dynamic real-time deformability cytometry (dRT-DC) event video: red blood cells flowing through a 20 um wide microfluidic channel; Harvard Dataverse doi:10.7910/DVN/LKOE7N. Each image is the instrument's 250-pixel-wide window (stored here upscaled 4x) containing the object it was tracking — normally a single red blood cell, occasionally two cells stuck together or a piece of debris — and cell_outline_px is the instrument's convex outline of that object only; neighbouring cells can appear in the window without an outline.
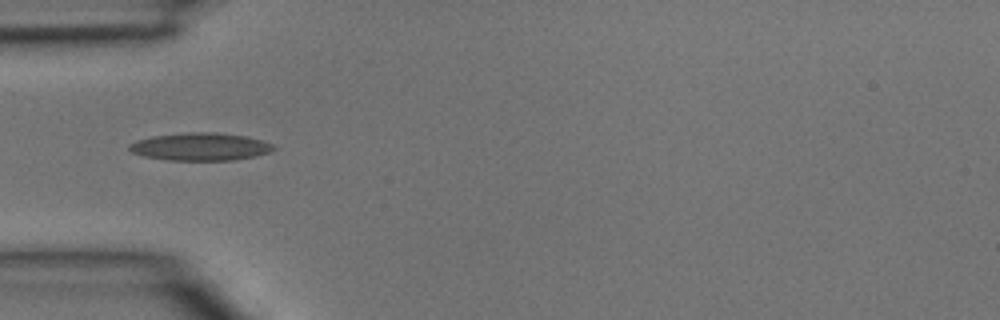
{"species": "common noctule bat (a hibernating species)", "species_latin": "Nyctalus noctula", "temperature_condition": "room temperature", "stored_images_in_passage": 16, "camera_frame_rate_fps": 3000, "um_per_image_px": 0.085, "animal": {"sex": "male", "body_mass_g": 15.6}, "frame": {"image": 1, "passage_image": 3, "time_ms": 0.667, "image_size_px": [1000, 320], "cell_outline_px": [[276, 148], [272, 152], [256, 156], [232, 160], [168, 160], [144, 156], [132, 152], [128, 148], [128, 144], [136, 140], [152, 136], [192, 132], [212, 132], [248, 136], [272, 144]], "centroid_in_image_um": [17.04, 12.47], "position_along_channel_um": 68.0, "area_um2": 23.29}}